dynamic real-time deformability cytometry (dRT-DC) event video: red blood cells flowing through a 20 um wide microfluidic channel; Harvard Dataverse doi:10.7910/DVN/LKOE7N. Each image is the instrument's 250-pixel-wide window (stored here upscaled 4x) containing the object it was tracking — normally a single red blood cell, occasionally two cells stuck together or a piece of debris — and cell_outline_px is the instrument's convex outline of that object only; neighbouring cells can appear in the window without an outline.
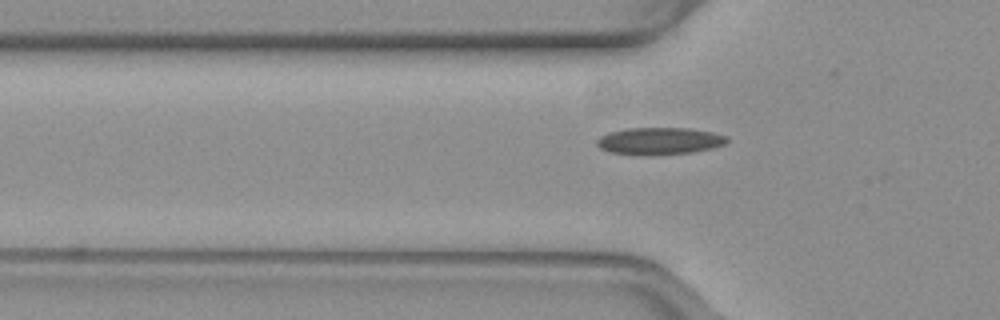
{"species": "common noctule bat (a hibernating species)", "species_latin": "Nyctalus noctula", "temperature_condition": "warm", "stored_images_in_passage": 34, "camera_frame_rate_fps": 3000, "um_per_image_px": 0.085, "animal": {"sex": "female", "body_mass_g": 19.3, "forearm_length_mm": 54.1}, "frame": {"image": 1, "passage_image": 6, "time_ms": 1.667, "image_size_px": [1000, 320], "cell_outline_px": [[728, 140], [724, 144], [712, 148], [692, 152], [608, 152], [600, 148], [596, 144], [596, 140], [600, 136], [608, 132], [624, 128], [688, 128], [712, 132], [728, 136]], "centroid_in_image_um": [56.06, 11.92], "position_along_channel_um": 69.7, "area_um2": 19.59}}
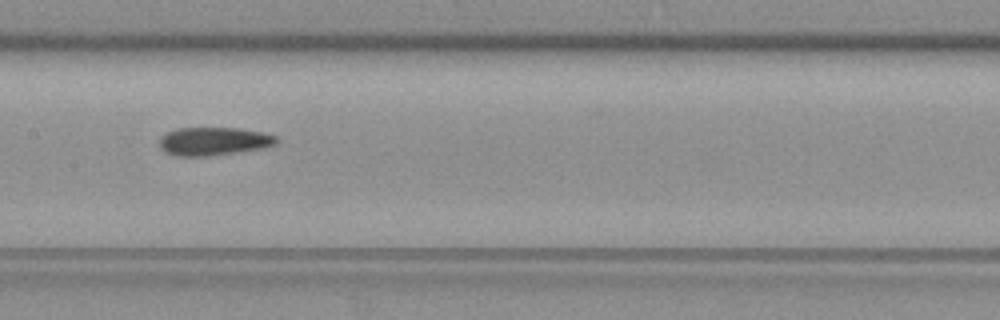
{"frame": {"image": 2, "passage_image": 15, "time_ms": 4.667, "image_size_px": [1000, 320], "cell_outline_px": [[276, 144], [264, 148], [208, 156], [176, 156], [164, 152], [160, 148], [160, 136], [176, 128], [240, 128], [264, 132], [276, 136]], "centroid_in_image_um": [18.14, 12.0], "position_along_channel_um": 189.3, "area_um2": 19.31}}
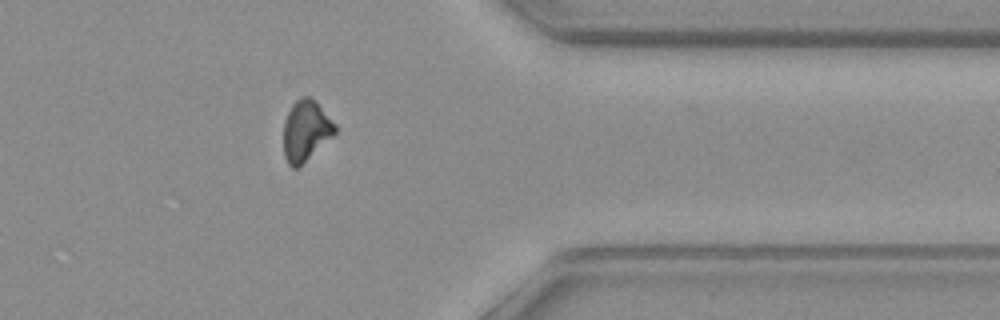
{"frame": {"image": 3, "passage_image": 31, "time_ms": 10.0, "image_size_px": [1000, 320], "cell_outline_px": [[336, 132], [332, 136], [296, 168], [292, 168], [288, 164], [284, 156], [284, 120], [292, 104], [300, 96], [308, 96], [316, 100], [336, 124]], "centroid_in_image_um": [25.99, 11.05], "position_along_channel_um": 385.4, "area_um2": 18.03}}